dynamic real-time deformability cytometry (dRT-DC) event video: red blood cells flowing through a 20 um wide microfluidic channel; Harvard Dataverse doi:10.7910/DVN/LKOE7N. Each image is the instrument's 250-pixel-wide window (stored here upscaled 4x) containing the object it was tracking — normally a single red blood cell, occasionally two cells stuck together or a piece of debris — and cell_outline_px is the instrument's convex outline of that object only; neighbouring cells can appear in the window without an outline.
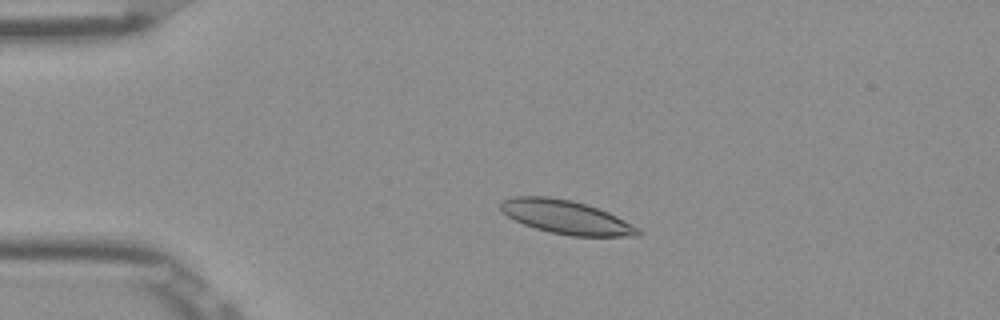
{"species": "Egyptian fruit bat (a non-hibernating species)", "species_latin": "Rousettus aegyptiacus", "temperature_condition": "room temperature", "stored_images_in_passage": 52, "camera_frame_rate_fps": 3000, "um_per_image_px": 0.085, "frame": {"image": 1, "passage_image": 11, "time_ms": 3.333, "image_size_px": [1000, 320], "cell_outline_px": [[644, 232], [640, 236], [572, 236], [552, 232], [536, 228], [524, 224], [508, 216], [500, 208], [500, 200], [516, 196], [548, 196], [572, 200], [588, 204], [608, 212], [640, 228]], "centroid_in_image_um": [48.16, 18.45], "position_along_channel_um": 36.8, "area_um2": 26.93}}
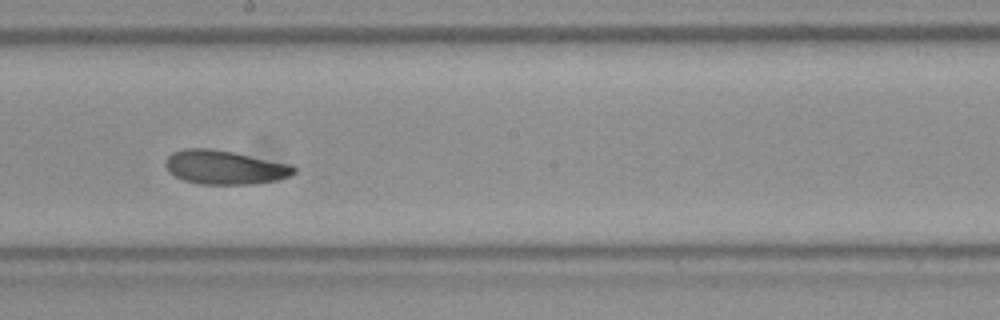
{"frame": {"image": 2, "passage_image": 29, "time_ms": 9.333, "image_size_px": [1000, 320], "cell_outline_px": [[296, 172], [288, 176], [276, 180], [252, 184], [200, 184], [184, 180], [168, 172], [164, 164], [164, 160], [172, 152], [184, 148], [212, 148], [292, 164], [296, 168]], "centroid_in_image_um": [19.07, 14.21], "position_along_channel_um": 229.1, "area_um2": 25.49}}
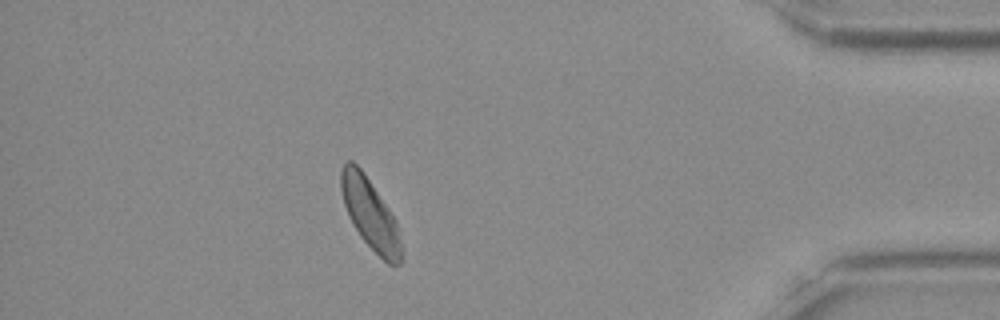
{"frame": {"image": 3, "passage_image": 46, "time_ms": 15.0, "image_size_px": [1000, 320], "cell_outline_px": [[404, 260], [400, 264], [388, 264], [360, 236], [352, 224], [348, 216], [344, 204], [340, 188], [340, 168], [348, 160], [352, 160], [360, 168], [388, 208], [396, 220], [400, 232]], "centroid_in_image_um": [31.48, 18.21], "position_along_channel_um": 403.7, "area_um2": 24.8}, "authors_computed_cell_mechanics": {"area_um2": 25.6054, "velocity_mm_per_s": 3.852, "shape_relaxation_time_tau1_ms": 9.1749, "shape_relaxation_time_tau2_ms": 2.7394, "deformation_change_tau1": 0.1655, "deformation_change_tau2": 0.0919}}